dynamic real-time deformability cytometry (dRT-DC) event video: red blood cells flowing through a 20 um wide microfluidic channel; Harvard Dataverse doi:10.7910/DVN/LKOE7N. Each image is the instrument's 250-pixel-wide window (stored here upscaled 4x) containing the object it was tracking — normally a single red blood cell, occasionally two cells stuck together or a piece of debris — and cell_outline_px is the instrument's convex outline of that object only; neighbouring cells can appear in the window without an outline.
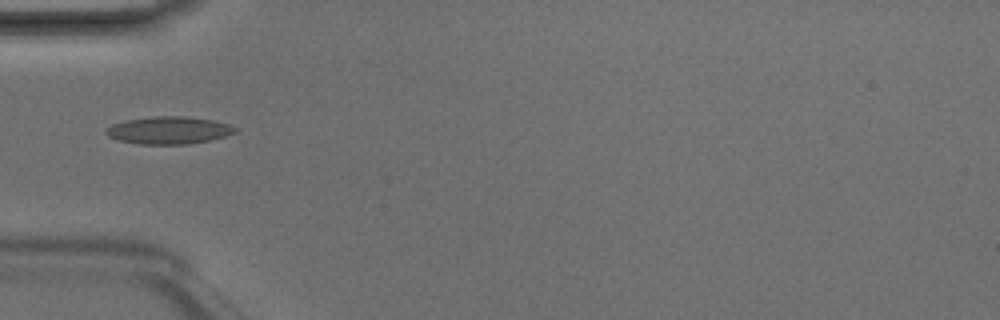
{"species": "Egyptian fruit bat (a non-hibernating species)", "species_latin": "Rousettus aegyptiacus", "temperature_condition": "room temperature", "stored_images_in_passage": 1, "camera_frame_rate_fps": 3000, "um_per_image_px": 0.085, "animal": {"sex": "male"}, "frame": {"image": 1, "passage_image": 1, "time_ms": 0.0, "image_size_px": [1000, 320], "cell_outline_px": [[240, 128], [236, 132], [224, 136], [208, 140], [188, 144], [140, 144], [120, 140], [108, 136], [104, 132], [104, 128], [112, 124], [124, 120], [156, 116], [184, 116], [212, 120], [228, 124]], "centroid_in_image_um": [14.32, 11.06], "position_along_channel_um": 70.7, "area_um2": 20.63}}